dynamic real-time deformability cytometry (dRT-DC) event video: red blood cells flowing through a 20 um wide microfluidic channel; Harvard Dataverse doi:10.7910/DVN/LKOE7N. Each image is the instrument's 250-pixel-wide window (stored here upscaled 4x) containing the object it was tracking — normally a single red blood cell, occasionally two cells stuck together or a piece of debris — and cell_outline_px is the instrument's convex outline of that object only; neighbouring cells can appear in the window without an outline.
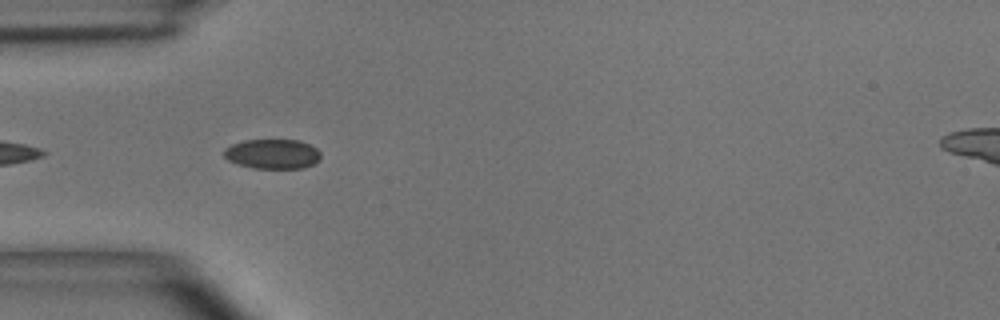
{"species": "common noctule bat (a hibernating species)", "species_latin": "Nyctalus noctula", "temperature_condition": "room temperature", "stored_images_in_passage": 7, "camera_frame_rate_fps": 3000, "um_per_image_px": 0.085, "animal": {"sex": "male", "body_mass_g": 15.6}, "frame": {"image": 1, "passage_image": 3, "time_ms": 0.667, "image_size_px": [1000, 320], "cell_outline_px": [[320, 160], [304, 168], [252, 168], [228, 160], [224, 156], [224, 148], [232, 144], [244, 140], [300, 140], [316, 148], [320, 152]], "centroid_in_image_um": [23.17, 13.08], "position_along_channel_um": 61.8, "area_um2": 16.7}}